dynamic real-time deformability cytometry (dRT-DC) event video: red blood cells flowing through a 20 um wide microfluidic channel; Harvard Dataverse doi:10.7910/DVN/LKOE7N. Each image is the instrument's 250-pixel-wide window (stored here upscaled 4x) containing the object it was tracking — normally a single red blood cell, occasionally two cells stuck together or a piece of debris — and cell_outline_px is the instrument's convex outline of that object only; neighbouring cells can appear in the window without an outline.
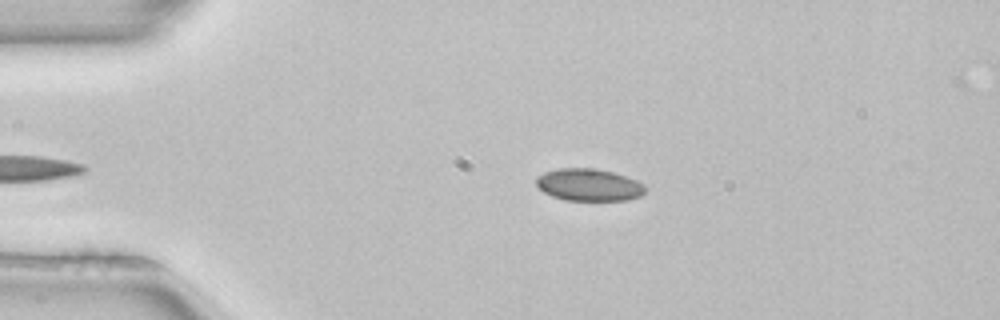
{"species": "common noctule bat (a hibernating species)", "species_latin": "Nyctalus noctula", "temperature_condition": "room temperature", "stored_images_in_passage": 2, "camera_frame_rate_fps": 3000, "um_per_image_px": 0.085, "animal": {"sex": "female", "body_mass_g": 22.7, "forearm_length_mm": 54.2}, "frame": {"image": 1, "passage_image": 1, "time_ms": 0.0, "image_size_px": [1000, 320], "cell_outline_px": [[648, 188], [640, 196], [628, 200], [564, 200], [552, 196], [544, 192], [536, 184], [536, 176], [544, 172], [556, 168], [592, 168], [612, 172], [636, 180], [644, 184]], "centroid_in_image_um": [50.05, 15.71], "position_along_channel_um": 35.0, "area_um2": 20.52}}